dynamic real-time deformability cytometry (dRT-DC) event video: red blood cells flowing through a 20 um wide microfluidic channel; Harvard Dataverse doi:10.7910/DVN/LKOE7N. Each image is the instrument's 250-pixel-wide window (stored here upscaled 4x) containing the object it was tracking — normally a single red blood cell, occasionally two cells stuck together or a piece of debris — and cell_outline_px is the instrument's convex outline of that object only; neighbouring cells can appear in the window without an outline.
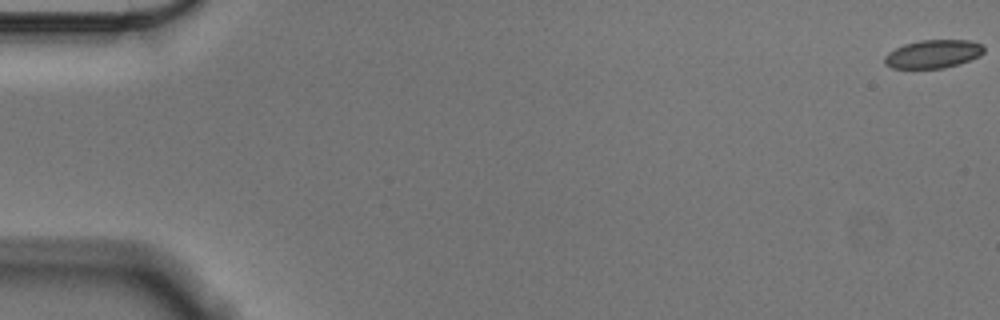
{"species": "Egyptian fruit bat (a non-hibernating species)", "species_latin": "Rousettus aegyptiacus", "temperature_condition": "cold", "stored_images_in_passage": 58, "camera_frame_rate_fps": 3000, "um_per_image_px": 0.085, "animal": {"sex": "male"}, "frame": {"image": 1, "passage_image": 1, "time_ms": 0.0, "image_size_px": [1000, 320], "cell_outline_px": [[984, 52], [980, 56], [944, 68], [892, 68], [884, 64], [884, 56], [888, 52], [904, 44], [920, 40], [968, 40], [980, 44], [984, 48]], "centroid_in_image_um": [79.28, 4.58], "position_along_channel_um": 5.7, "area_um2": 16.24}}
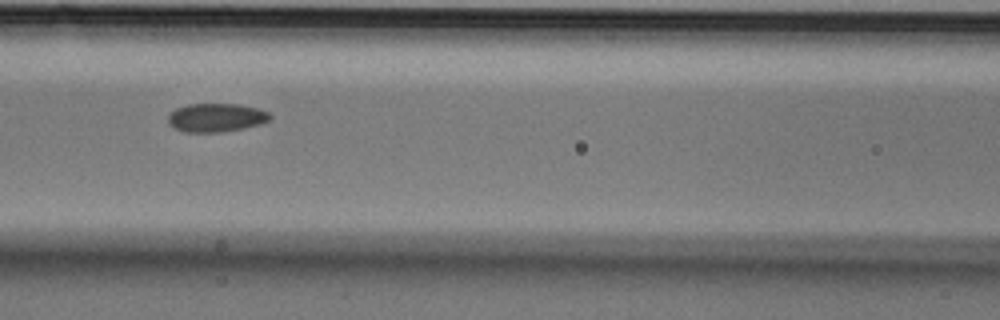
{"frame": {"image": 2, "passage_image": 26, "time_ms": 8.333, "image_size_px": [1000, 320], "cell_outline_px": [[272, 116], [268, 120], [260, 124], [244, 128], [220, 132], [184, 132], [168, 124], [168, 112], [176, 108], [188, 104], [240, 104], [256, 108], [268, 112]], "centroid_in_image_um": [18.34, 9.99], "position_along_channel_um": 148.3, "area_um2": 16.99}}
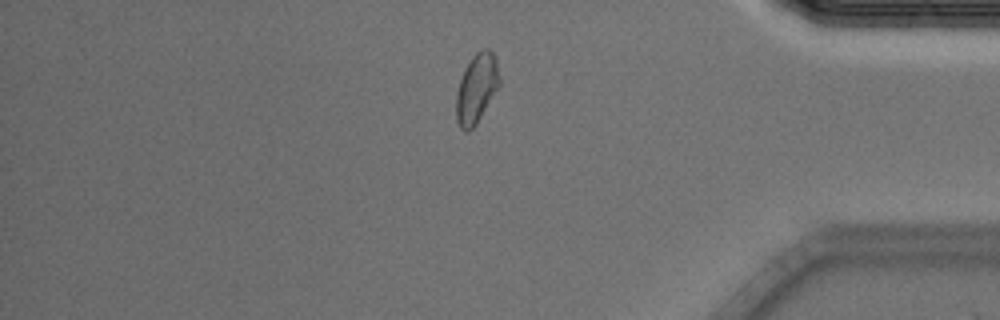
{"frame": {"image": 3, "passage_image": 49, "time_ms": 16.0, "image_size_px": [1000, 320], "cell_outline_px": [[500, 84], [476, 124], [468, 132], [464, 132], [460, 128], [456, 120], [456, 92], [464, 68], [472, 56], [480, 48], [488, 48], [492, 52], [496, 60], [500, 80]], "centroid_in_image_um": [40.49, 7.5], "position_along_channel_um": 394.7, "area_um2": 17.51}, "authors_computed_cell_mechanics": {"area_um2": 17.1088, "velocity_mm_per_s": 3.5513, "shape_relaxation_time_tau1_ms": null, "shape_relaxation_time_tau2_ms": 3.148, "deformation_change_tau1": null, "deformation_change_tau2": 0.0747}}